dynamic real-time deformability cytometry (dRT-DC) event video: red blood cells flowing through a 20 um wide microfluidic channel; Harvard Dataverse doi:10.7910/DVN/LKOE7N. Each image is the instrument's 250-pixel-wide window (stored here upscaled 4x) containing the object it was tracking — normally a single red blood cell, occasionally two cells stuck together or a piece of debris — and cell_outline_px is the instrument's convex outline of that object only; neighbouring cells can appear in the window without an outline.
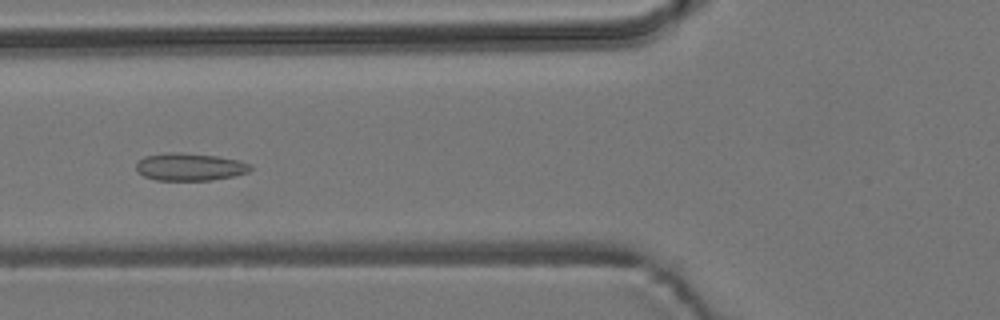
{"species": "common noctule bat (a hibernating species)", "species_latin": "Nyctalus noctula", "temperature_condition": "room temperature", "stored_images_in_passage": 14, "camera_frame_rate_fps": 3000, "um_per_image_px": 0.085, "animal": {"sex": "male", "body_mass_g": 19.2, "forearm_length_mm": 51.8}, "frame": {"image": 1, "passage_image": 5, "time_ms": 1.333, "image_size_px": [1000, 320], "cell_outline_px": [[252, 168], [248, 172], [232, 176], [212, 180], [156, 180], [144, 176], [136, 172], [136, 164], [144, 156], [168, 152], [180, 152], [216, 156], [236, 160], [252, 164]], "centroid_in_image_um": [16.1, 14.18], "position_along_channel_um": 109.7, "area_um2": 18.32}}
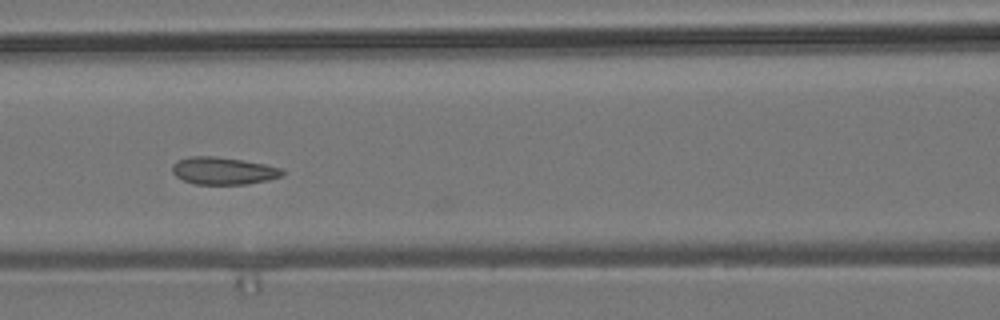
{"frame": {"image": 2, "passage_image": 8, "time_ms": 2.333, "image_size_px": [1000, 320], "cell_outline_px": [[284, 176], [268, 180], [248, 184], [196, 184], [184, 180], [176, 176], [172, 172], [172, 164], [180, 160], [192, 156], [212, 156], [240, 160], [264, 164], [280, 168], [284, 172]], "centroid_in_image_um": [18.99, 14.53], "position_along_channel_um": 147.6, "area_um2": 17.34}}